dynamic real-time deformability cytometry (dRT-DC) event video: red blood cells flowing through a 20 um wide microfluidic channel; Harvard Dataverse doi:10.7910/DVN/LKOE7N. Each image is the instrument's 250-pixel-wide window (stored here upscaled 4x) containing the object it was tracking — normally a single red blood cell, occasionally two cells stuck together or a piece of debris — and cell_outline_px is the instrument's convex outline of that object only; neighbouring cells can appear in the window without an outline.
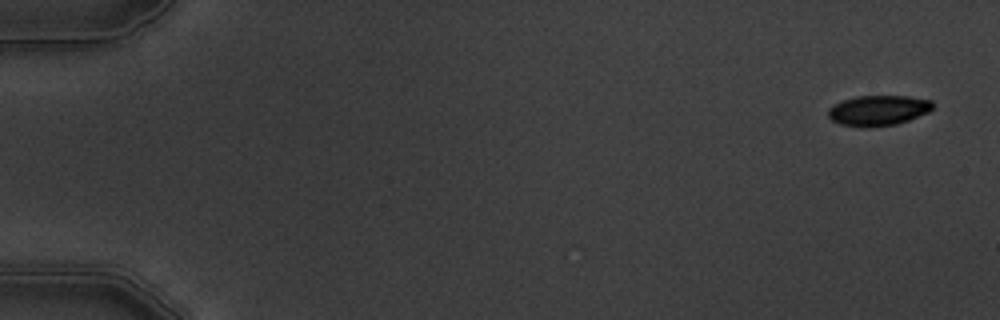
{"species": "common noctule bat (a hibernating species)", "species_latin": "Nyctalus noctula", "temperature_condition": "warm", "stored_images_in_passage": 11, "camera_frame_rate_fps": 3000, "um_per_image_px": 0.085, "animal": {"sex": "male", "body_mass_g": 19.5, "forearm_length_mm": 54.6}, "frame": {"image": 1, "passage_image": 1, "time_ms": 0.0, "image_size_px": [1000, 320], "cell_outline_px": [[932, 108], [928, 112], [908, 120], [896, 124], [864, 128], [840, 124], [832, 120], [828, 116], [828, 108], [844, 100], [856, 96], [908, 96], [932, 100]], "centroid_in_image_um": [74.64, 9.39], "position_along_channel_um": 10.4, "area_um2": 18.38}}
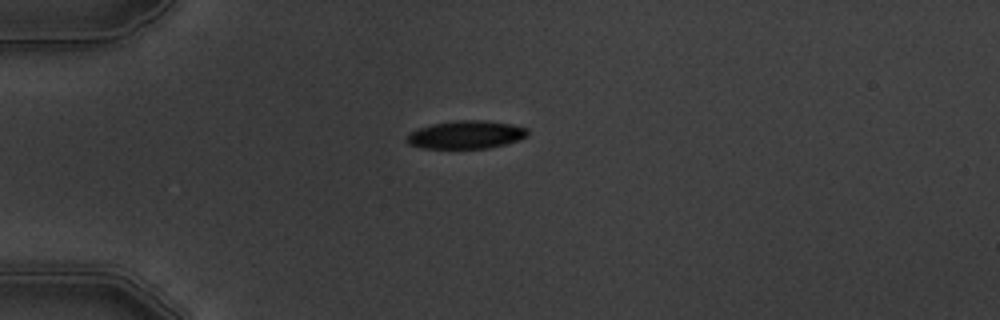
{"frame": {"image": 2, "passage_image": 4, "time_ms": 4.333, "image_size_px": [1000, 320], "cell_outline_px": [[528, 136], [520, 140], [488, 148], [420, 148], [408, 144], [404, 140], [408, 132], [416, 128], [432, 124], [456, 120], [484, 120], [512, 124], [528, 128]], "centroid_in_image_um": [39.57, 11.44], "position_along_channel_um": 45.4, "area_um2": 20.06}}